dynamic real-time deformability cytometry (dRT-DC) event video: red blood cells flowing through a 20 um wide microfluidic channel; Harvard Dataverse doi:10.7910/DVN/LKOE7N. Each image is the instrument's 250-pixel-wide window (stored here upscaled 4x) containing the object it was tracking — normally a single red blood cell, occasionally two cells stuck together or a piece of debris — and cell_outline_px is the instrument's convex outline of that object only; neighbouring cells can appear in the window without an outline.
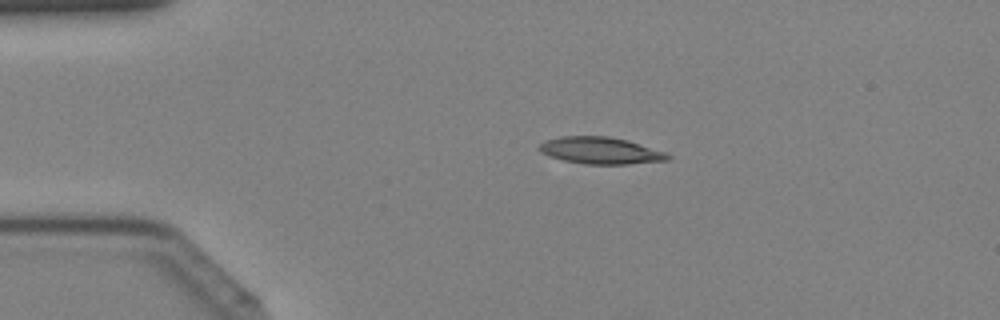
{"species": "Egyptian fruit bat (a non-hibernating species)", "species_latin": "Rousettus aegyptiacus", "temperature_condition": "cold", "stored_images_in_passage": 34, "camera_frame_rate_fps": 3000, "um_per_image_px": 0.085, "animal": {"sex": "female"}, "frame": {"image": 1, "passage_image": 1, "time_ms": 0.0, "image_size_px": [1000, 320], "cell_outline_px": [[672, 156], [668, 160], [628, 164], [584, 164], [564, 160], [548, 156], [540, 152], [536, 148], [540, 144], [548, 140], [560, 136], [608, 136], [628, 140], [668, 152]], "centroid_in_image_um": [51.07, 12.79], "position_along_channel_um": 33.9, "area_um2": 20.29}}
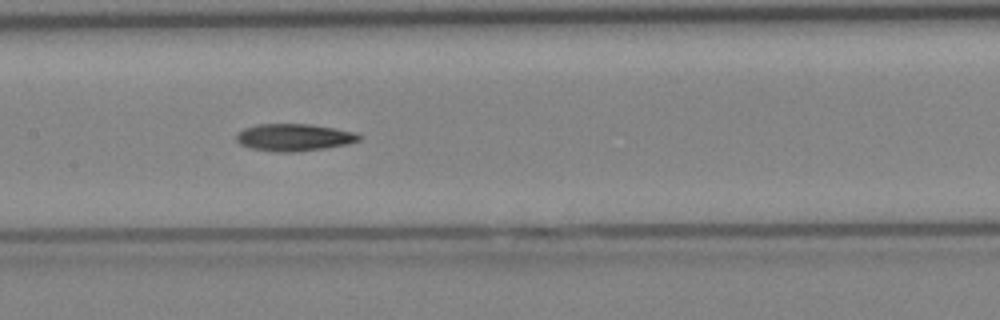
{"frame": {"image": 2, "passage_image": 13, "time_ms": 4.0, "image_size_px": [1000, 320], "cell_outline_px": [[360, 140], [348, 144], [324, 148], [292, 152], [276, 152], [248, 148], [240, 144], [236, 140], [236, 136], [244, 128], [256, 124], [308, 124], [336, 128], [356, 132], [360, 136]], "centroid_in_image_um": [24.98, 11.68], "position_along_channel_um": 182.4, "area_um2": 19.48}}
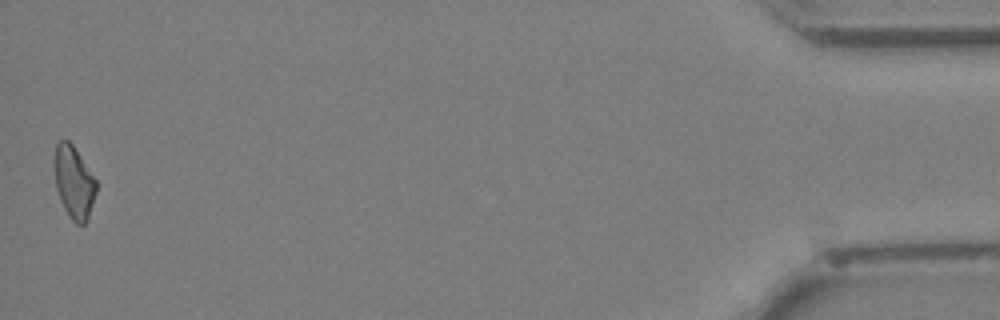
{"frame": {"image": 3, "passage_image": 34, "time_ms": 11.0, "image_size_px": [1000, 320], "cell_outline_px": [[96, 192], [88, 220], [84, 224], [76, 224], [72, 220], [64, 208], [60, 200], [56, 188], [56, 144], [60, 140], [68, 140], [72, 144], [96, 180]], "centroid_in_image_um": [6.31, 15.54], "position_along_channel_um": 428.9, "area_um2": 17.17}}